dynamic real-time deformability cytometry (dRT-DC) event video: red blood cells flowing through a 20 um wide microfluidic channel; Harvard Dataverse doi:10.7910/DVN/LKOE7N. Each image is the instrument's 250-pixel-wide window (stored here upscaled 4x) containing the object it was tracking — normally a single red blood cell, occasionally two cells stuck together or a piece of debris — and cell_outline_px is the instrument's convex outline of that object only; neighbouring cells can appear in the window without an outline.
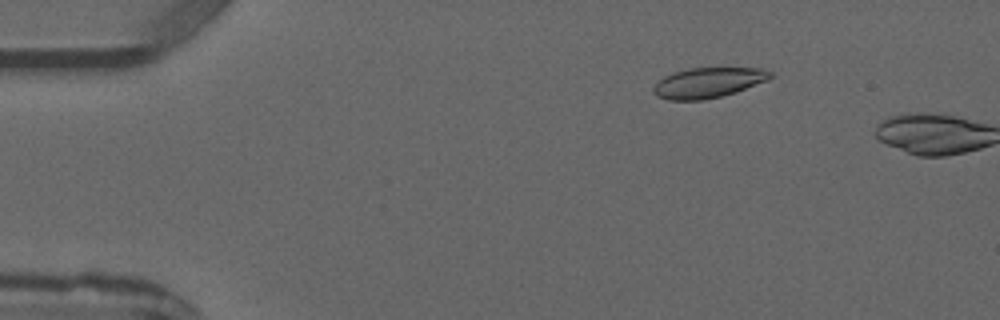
{"species": "common noctule bat (a hibernating species)", "species_latin": "Nyctalus noctula", "temperature_condition": "warm", "stored_images_in_passage": 3, "camera_frame_rate_fps": 3000, "um_per_image_px": 0.085, "animal": {"sex": "male", "forearm_length_mm": 52.5}, "frame": {"image": 1, "passage_image": 2, "time_ms": 1.333, "image_size_px": [1000, 320], "cell_outline_px": [[772, 76], [768, 80], [736, 92], [720, 96], [700, 100], [668, 100], [656, 96], [652, 88], [664, 76], [672, 72], [688, 68], [764, 68], [772, 72]], "centroid_in_image_um": [60.19, 7.02], "position_along_channel_um": 24.8, "area_um2": 20.58}}